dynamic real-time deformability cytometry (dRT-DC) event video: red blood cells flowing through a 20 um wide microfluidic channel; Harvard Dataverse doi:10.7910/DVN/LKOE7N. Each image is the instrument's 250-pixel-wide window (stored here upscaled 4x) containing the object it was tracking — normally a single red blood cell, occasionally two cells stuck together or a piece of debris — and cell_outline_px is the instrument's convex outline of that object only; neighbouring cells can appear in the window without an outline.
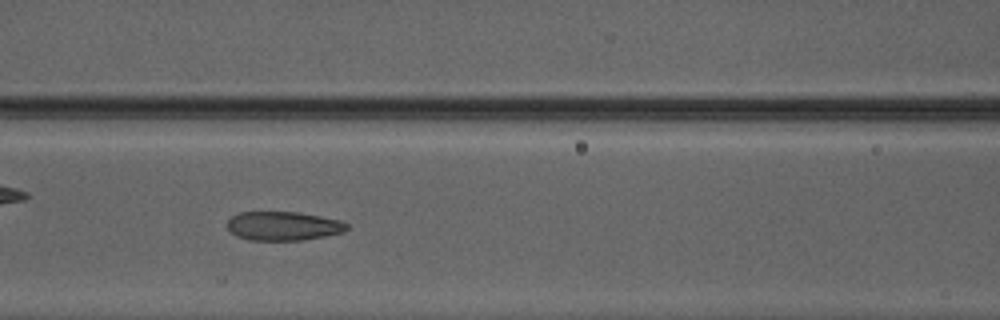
{"species": "Egyptian fruit bat (a non-hibernating species)", "species_latin": "Rousettus aegyptiacus", "temperature_condition": "warm", "stored_images_in_passage": 21, "camera_frame_rate_fps": 3000, "um_per_image_px": 0.085, "animal": {"sex": "male"}, "frame": {"image": 1, "passage_image": 7, "time_ms": 2.0, "image_size_px": [1000, 320], "cell_outline_px": [[348, 228], [344, 232], [304, 240], [252, 240], [236, 236], [228, 228], [228, 220], [232, 216], [240, 212], [300, 212], [340, 220], [348, 224]], "centroid_in_image_um": [24.1, 19.2], "position_along_channel_um": 142.5, "area_um2": 20.11}}
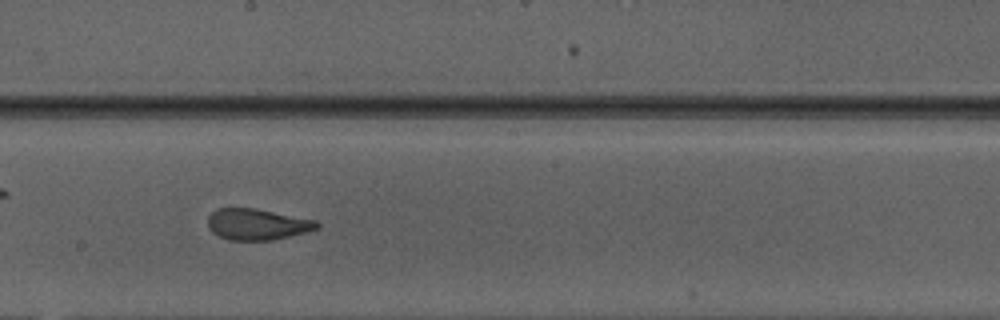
{"frame": {"image": 2, "passage_image": 13, "time_ms": 4.0, "image_size_px": [1000, 320], "cell_outline_px": [[320, 228], [308, 232], [272, 240], [228, 240], [212, 232], [208, 228], [208, 216], [216, 208], [256, 208], [316, 220], [320, 224]], "centroid_in_image_um": [21.88, 19.06], "position_along_channel_um": 226.3, "area_um2": 20.0}}